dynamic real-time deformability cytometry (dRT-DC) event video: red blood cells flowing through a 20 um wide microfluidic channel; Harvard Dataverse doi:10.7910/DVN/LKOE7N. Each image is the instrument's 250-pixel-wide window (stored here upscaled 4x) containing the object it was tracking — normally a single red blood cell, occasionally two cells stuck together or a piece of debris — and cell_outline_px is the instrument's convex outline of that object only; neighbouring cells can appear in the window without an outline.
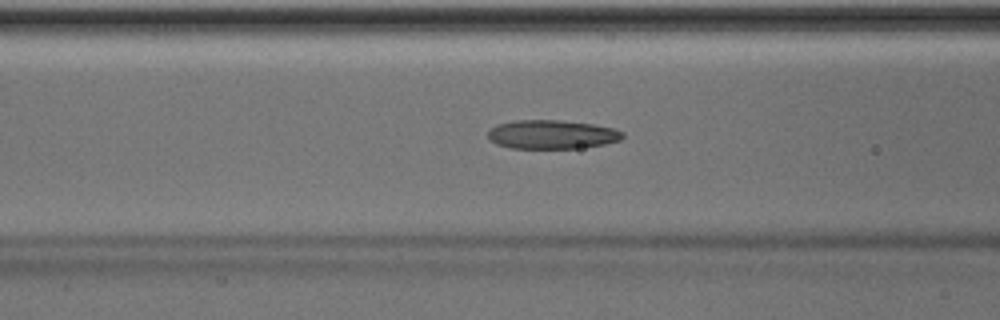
{"species": "Egyptian fruit bat (a non-hibernating species)", "species_latin": "Rousettus aegyptiacus", "temperature_condition": "room temperature", "stored_images_in_passage": 50, "camera_frame_rate_fps": 3000, "um_per_image_px": 0.085, "animal": {"sex": "male"}, "frame": {"image": 1, "passage_image": 20, "time_ms": 6.333, "image_size_px": [1000, 320], "cell_outline_px": [[624, 136], [620, 140], [604, 144], [580, 148], [512, 148], [496, 144], [488, 140], [488, 132], [496, 124], [516, 120], [560, 120], [592, 124], [612, 128], [624, 132]], "centroid_in_image_um": [46.89, 11.43], "position_along_channel_um": 119.7, "area_um2": 22.66}}
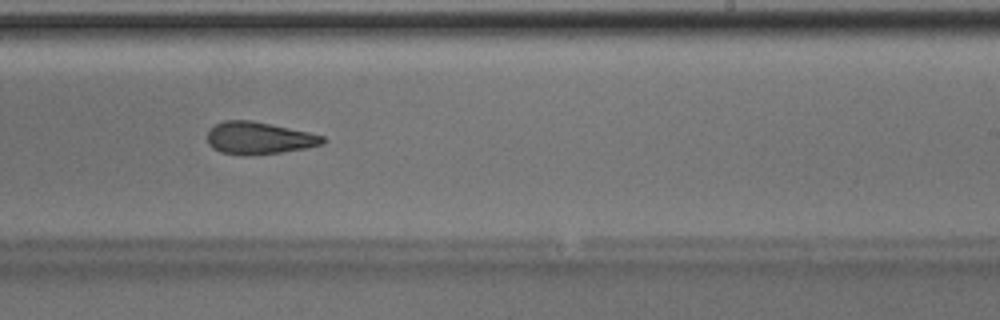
{"frame": {"image": 2, "passage_image": 31, "time_ms": 10.0, "image_size_px": [1000, 320], "cell_outline_px": [[324, 144], [308, 148], [280, 152], [248, 156], [240, 156], [220, 152], [212, 148], [208, 144], [208, 128], [212, 124], [224, 120], [252, 120], [308, 132], [324, 136]], "centroid_in_image_um": [21.95, 11.74], "position_along_channel_um": 267.0, "area_um2": 22.02}}
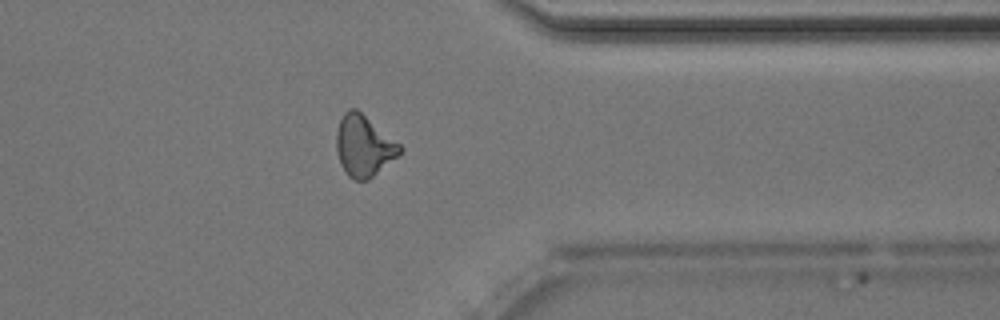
{"frame": {"image": 3, "passage_image": 40, "time_ms": 13.0, "image_size_px": [1000, 320], "cell_outline_px": [[404, 148], [396, 156], [368, 180], [352, 180], [348, 176], [340, 164], [336, 148], [336, 132], [340, 120], [344, 112], [348, 108], [356, 108], [400, 144]], "centroid_in_image_um": [30.89, 12.39], "position_along_channel_um": 380.5, "area_um2": 22.37}, "authors_computed_cell_mechanics": {"area_um2": 22.3686, "velocity_mm_per_s": 4.0286, "shape_relaxation_time_tau1_ms": 6.075, "shape_relaxation_time_tau2_ms": 2.8381, "deformation_change_tau1": 0.1636, "deformation_change_tau2": 0.1206}}